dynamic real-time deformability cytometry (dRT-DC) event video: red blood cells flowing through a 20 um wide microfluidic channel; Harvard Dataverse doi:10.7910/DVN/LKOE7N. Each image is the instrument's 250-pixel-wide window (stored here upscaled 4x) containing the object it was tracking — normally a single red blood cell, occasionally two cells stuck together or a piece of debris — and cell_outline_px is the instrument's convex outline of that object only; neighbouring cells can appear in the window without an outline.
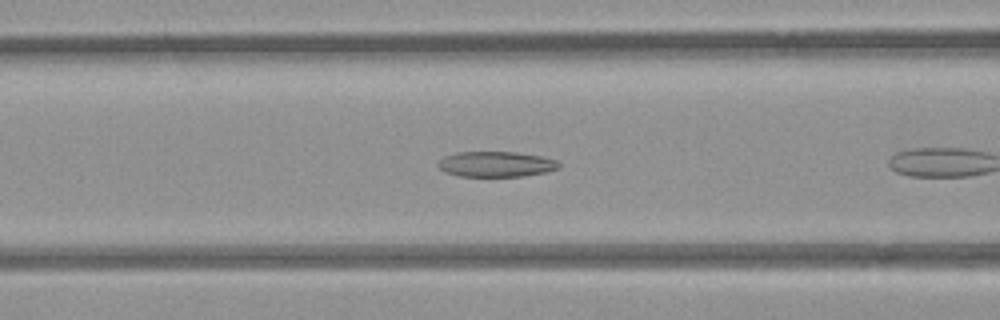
{"species": "common noctule bat (a hibernating species)", "species_latin": "Nyctalus noctula", "temperature_condition": "room temperature", "stored_images_in_passage": 9, "camera_frame_rate_fps": 3000, "um_per_image_px": 0.085, "animal": {"sex": "female", "body_mass_g": 21.9}, "frame": {"image": 1, "passage_image": 7, "time_ms": 2.0, "image_size_px": [1000, 320], "cell_outline_px": [[560, 168], [544, 172], [524, 176], [460, 176], [444, 172], [436, 164], [444, 156], [456, 152], [516, 152], [540, 156], [556, 160], [560, 164]], "centroid_in_image_um": [42.14, 13.95], "position_along_channel_um": 124.5, "area_um2": 17.86}}